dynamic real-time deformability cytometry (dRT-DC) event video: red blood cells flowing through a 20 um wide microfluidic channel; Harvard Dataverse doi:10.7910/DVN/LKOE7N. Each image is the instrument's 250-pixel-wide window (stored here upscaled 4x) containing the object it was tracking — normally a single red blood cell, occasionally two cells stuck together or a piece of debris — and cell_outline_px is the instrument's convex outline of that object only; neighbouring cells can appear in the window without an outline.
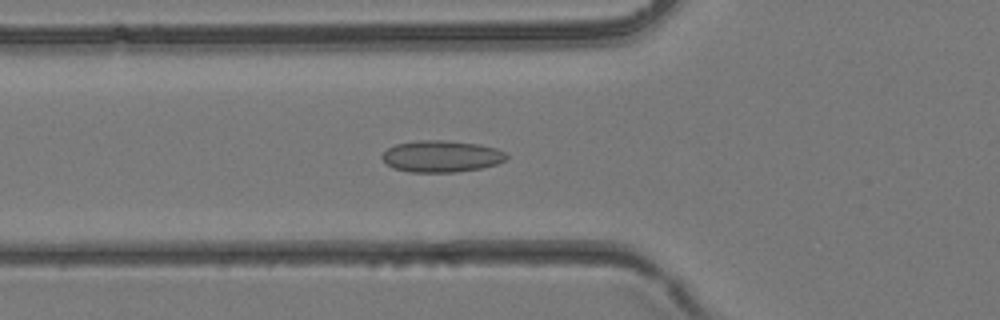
{"species": "common noctule bat (a hibernating species)", "species_latin": "Nyctalus noctula", "temperature_condition": "room temperature", "stored_images_in_passage": 26, "camera_frame_rate_fps": 3000, "um_per_image_px": 0.085, "animal": {"sex": "female", "body_mass_g": 24.6, "forearm_length_mm": 56.2}, "frame": {"image": 1, "passage_image": 13, "time_ms": 4.0, "image_size_px": [1000, 320], "cell_outline_px": [[508, 156], [504, 160], [496, 164], [480, 168], [456, 172], [408, 172], [392, 168], [380, 156], [388, 148], [396, 144], [416, 140], [444, 140], [480, 144], [496, 148], [504, 152]], "centroid_in_image_um": [37.5, 13.28], "position_along_channel_um": 88.3, "area_um2": 22.95}}
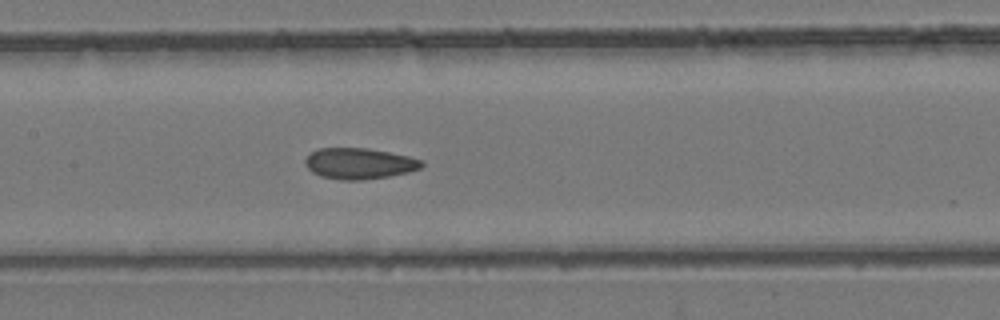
{"frame": {"image": 2, "passage_image": 18, "time_ms": 5.667, "image_size_px": [1000, 320], "cell_outline_px": [[424, 164], [420, 168], [408, 172], [388, 176], [360, 180], [340, 180], [320, 176], [312, 172], [304, 164], [304, 160], [312, 152], [320, 148], [364, 148], [388, 152], [408, 156], [424, 160]], "centroid_in_image_um": [30.53, 13.9], "position_along_channel_um": 176.9, "area_um2": 20.92}}
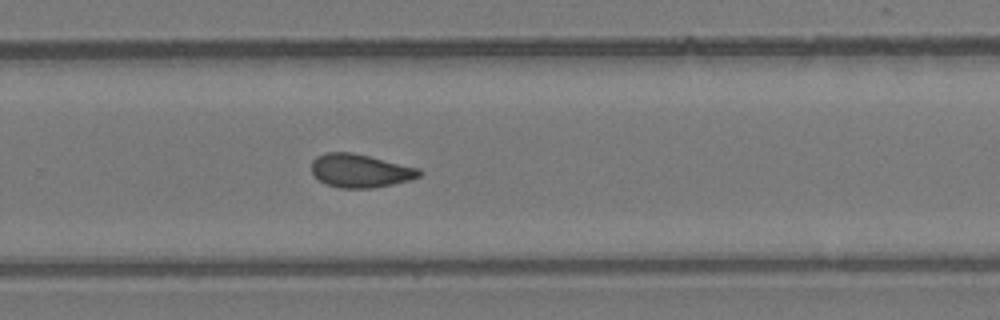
{"frame": {"image": 3, "passage_image": 25, "time_ms": 8.0, "image_size_px": [1000, 320], "cell_outline_px": [[424, 172], [420, 176], [408, 180], [392, 184], [372, 188], [340, 188], [328, 184], [320, 180], [312, 172], [312, 160], [316, 156], [324, 152], [352, 152], [420, 168]], "centroid_in_image_um": [30.63, 14.5], "position_along_channel_um": 299.2, "area_um2": 20.92}}